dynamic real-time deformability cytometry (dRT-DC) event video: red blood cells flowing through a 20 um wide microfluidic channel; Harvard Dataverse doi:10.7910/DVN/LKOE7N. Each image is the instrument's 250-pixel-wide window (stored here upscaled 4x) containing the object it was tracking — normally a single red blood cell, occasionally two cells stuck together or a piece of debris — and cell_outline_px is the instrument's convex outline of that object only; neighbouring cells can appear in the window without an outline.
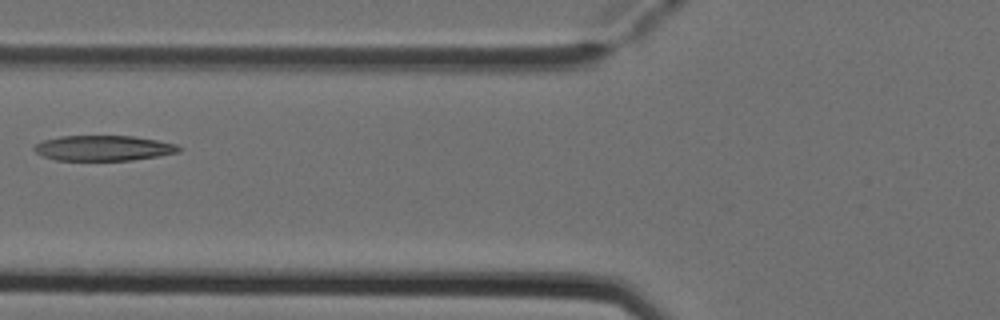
{"species": "Egyptian fruit bat (a non-hibernating species)", "species_latin": "Rousettus aegyptiacus", "temperature_condition": "cold", "stored_images_in_passage": 2, "camera_frame_rate_fps": 3000, "um_per_image_px": 0.085, "animal": {"sex": "female"}, "frame": {"image": 1, "passage_image": 2, "time_ms": 0.333, "image_size_px": [1000, 320], "cell_outline_px": [[184, 148], [180, 152], [160, 156], [132, 160], [56, 160], [44, 156], [36, 152], [32, 148], [36, 144], [44, 140], [60, 136], [132, 136], [156, 140], [176, 144]], "centroid_in_image_um": [8.84, 12.59], "position_along_channel_um": 117.0, "area_um2": 21.33}}